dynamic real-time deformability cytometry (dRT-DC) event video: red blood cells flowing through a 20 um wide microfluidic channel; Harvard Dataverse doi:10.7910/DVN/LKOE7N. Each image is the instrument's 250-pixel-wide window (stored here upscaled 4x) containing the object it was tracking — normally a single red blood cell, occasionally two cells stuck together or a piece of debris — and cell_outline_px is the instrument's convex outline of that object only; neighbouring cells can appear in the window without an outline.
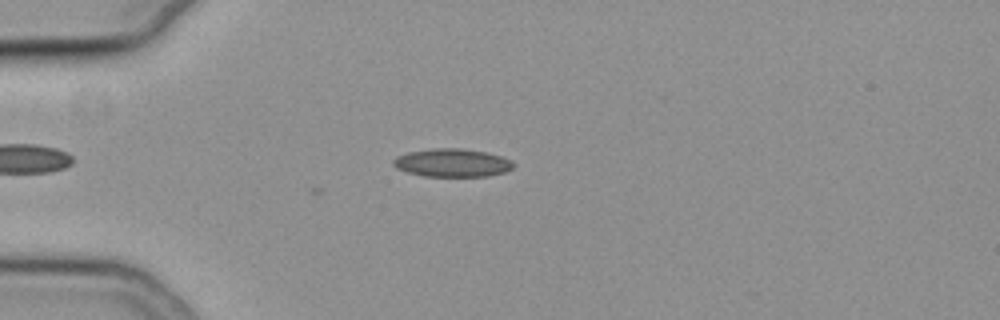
{"species": "common noctule bat (a hibernating species)", "species_latin": "Nyctalus noctula", "temperature_condition": "cold", "stored_images_in_passage": 3, "camera_frame_rate_fps": 3000, "um_per_image_px": 0.085, "animal": {"sex": "female", "body_mass_g": 19.3, "forearm_length_mm": 54.1}, "frame": {"image": 1, "passage_image": 3, "time_ms": 0.667, "image_size_px": [1000, 320], "cell_outline_px": [[516, 164], [512, 168], [504, 172], [488, 176], [424, 176], [408, 172], [396, 168], [392, 164], [392, 160], [396, 156], [408, 152], [436, 148], [460, 148], [488, 152], [512, 160]], "centroid_in_image_um": [38.45, 13.83], "position_along_channel_um": 46.6, "area_um2": 19.77}}